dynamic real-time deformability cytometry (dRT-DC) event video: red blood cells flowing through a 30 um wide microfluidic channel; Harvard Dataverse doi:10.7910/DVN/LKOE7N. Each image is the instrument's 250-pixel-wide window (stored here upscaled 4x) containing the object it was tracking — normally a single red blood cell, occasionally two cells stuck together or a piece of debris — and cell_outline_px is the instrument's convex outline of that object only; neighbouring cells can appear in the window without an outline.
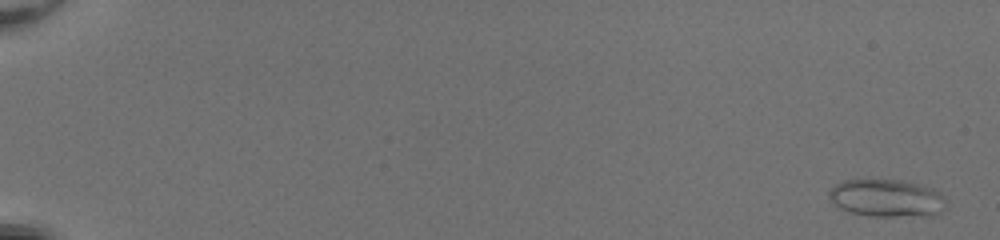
{"species": "common noctule bat (a hibernating species)", "species_latin": "Nyctalus noctula", "temperature_condition": "room temperature", "stored_images_in_passage": 53, "camera_frame_rate_fps": 3000, "um_per_image_px": 0.085, "animal": {"sex": "female", "body_mass_g": 20.0, "forearm_length_mm": 54.0}, "frame": {"image": 1, "passage_image": 2, "time_ms": 0.333, "image_size_px": [1000, 240], "cell_outline_px": [[944, 208], [936, 216], [868, 216], [848, 212], [840, 208], [828, 196], [828, 192], [836, 184], [844, 180], [904, 180], [932, 188], [940, 192], [944, 196]], "centroid_in_image_um": [75.39, 16.85], "position_along_channel_um": 9.6, "area_um2": 25.72}}
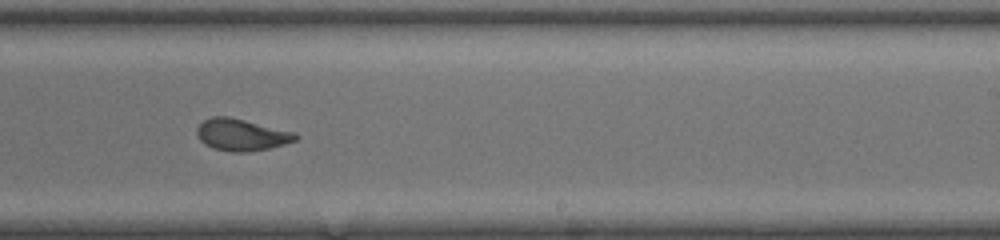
{"frame": {"image": 2, "passage_image": 36, "time_ms": 11.667, "image_size_px": [1000, 240], "cell_outline_px": [[300, 136], [296, 140], [284, 144], [268, 148], [244, 152], [232, 152], [212, 148], [204, 144], [196, 136], [196, 128], [204, 120], [212, 116], [228, 116], [296, 132]], "centroid_in_image_um": [20.51, 11.45], "position_along_channel_um": 268.5, "area_um2": 18.38}}
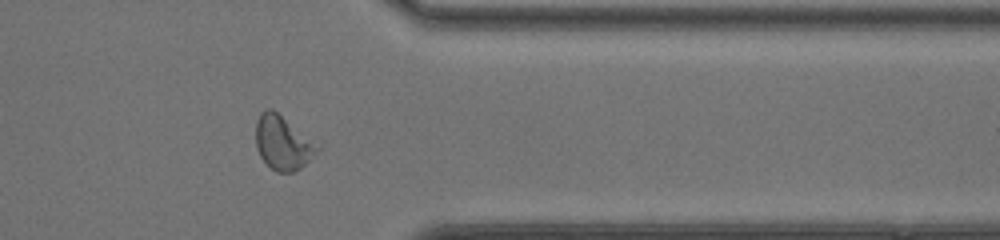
{"frame": {"image": 3, "passage_image": 45, "time_ms": 14.667, "image_size_px": [1000, 240], "cell_outline_px": [[320, 148], [300, 168], [292, 172], [276, 172], [260, 156], [256, 148], [256, 120], [260, 112], [268, 108], [272, 108]], "centroid_in_image_um": [23.97, 12.13], "position_along_channel_um": 387.4, "area_um2": 18.67}, "authors_computed_cell_mechanics": {"area_um2": 19.4786, "velocity_mm_per_s": 4.1135, "shape_relaxation_time_tau1_ms": null, "shape_relaxation_time_tau2_ms": 1.0205, "deformation_change_tau1": null, "deformation_change_tau2": 0.07}}